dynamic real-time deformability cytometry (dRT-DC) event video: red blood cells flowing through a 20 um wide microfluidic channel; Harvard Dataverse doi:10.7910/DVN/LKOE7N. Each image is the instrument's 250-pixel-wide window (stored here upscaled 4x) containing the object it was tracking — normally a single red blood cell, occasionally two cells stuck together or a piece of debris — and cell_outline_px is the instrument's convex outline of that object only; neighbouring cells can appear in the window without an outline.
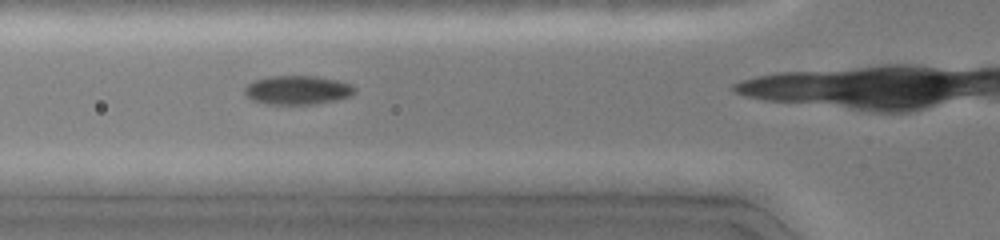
{"species": "common noctule bat (a hibernating species)", "species_latin": "Nyctalus noctula", "temperature_condition": "cold", "stored_images_in_passage": 11, "camera_frame_rate_fps": 3000, "um_per_image_px": 0.085, "animal": {"sex": "female", "body_mass_g": 19.0, "forearm_length_mm": 51.5}, "frame": {"image": 1, "passage_image": 4, "time_ms": 2.667, "image_size_px": [1000, 240], "cell_outline_px": [[356, 92], [352, 96], [336, 100], [312, 104], [268, 104], [252, 100], [244, 92], [244, 88], [248, 84], [256, 80], [268, 76], [316, 76], [336, 80], [352, 84], [356, 88]], "centroid_in_image_um": [25.33, 7.65], "position_along_channel_um": 100.5, "area_um2": 18.55}}
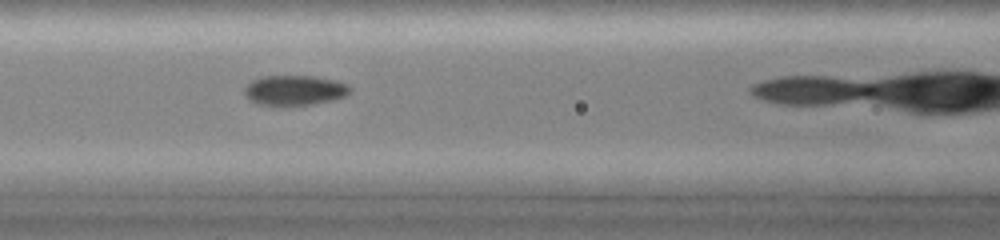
{"frame": {"image": 2, "passage_image": 5, "time_ms": 3.667, "image_size_px": [1000, 240], "cell_outline_px": [[352, 88], [344, 96], [332, 100], [312, 104], [284, 108], [280, 108], [256, 104], [244, 96], [244, 88], [252, 80], [264, 76], [312, 76], [336, 80], [348, 84]], "centroid_in_image_um": [24.98, 7.71], "position_along_channel_um": 141.6, "area_um2": 19.07}}
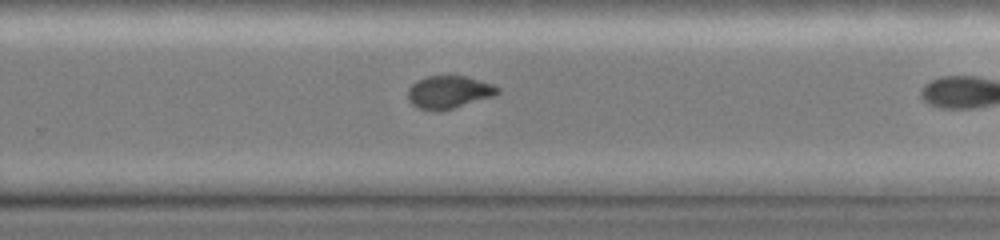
{"frame": {"image": 3, "passage_image": 10, "time_ms": 7.333, "image_size_px": [1000, 240], "cell_outline_px": [[500, 92], [492, 96], [452, 108], [436, 112], [432, 112], [420, 108], [412, 104], [408, 100], [408, 88], [412, 84], [428, 76], [464, 76], [492, 84], [500, 88]], "centroid_in_image_um": [38.12, 7.84], "position_along_channel_um": 291.7, "area_um2": 16.82}}